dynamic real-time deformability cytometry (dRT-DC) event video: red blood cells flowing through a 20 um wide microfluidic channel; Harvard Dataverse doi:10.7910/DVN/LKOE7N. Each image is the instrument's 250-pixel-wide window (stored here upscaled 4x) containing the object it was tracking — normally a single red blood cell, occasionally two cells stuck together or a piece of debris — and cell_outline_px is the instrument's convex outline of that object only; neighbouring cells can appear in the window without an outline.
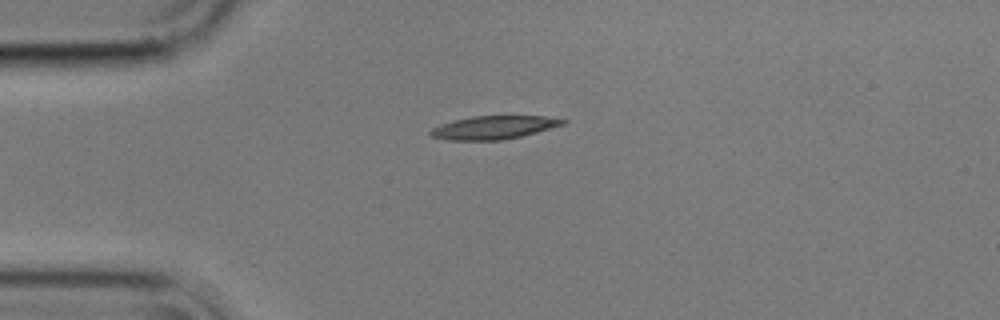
{"species": "common noctule bat (a hibernating species)", "species_latin": "Nyctalus noctula", "temperature_condition": "cold", "stored_images_in_passage": 4, "camera_frame_rate_fps": 3000, "um_per_image_px": 0.085, "animal": {"sex": "male", "body_mass_g": 17.9}, "frame": {"image": 1, "passage_image": 1, "time_ms": 0.0, "image_size_px": [1000, 320], "cell_outline_px": [[568, 120], [564, 124], [536, 132], [520, 136], [500, 140], [448, 140], [432, 136], [428, 132], [432, 128], [440, 124], [452, 120], [472, 116], [544, 116]], "centroid_in_image_um": [41.93, 10.83], "position_along_channel_um": 43.1, "area_um2": 17.8}}
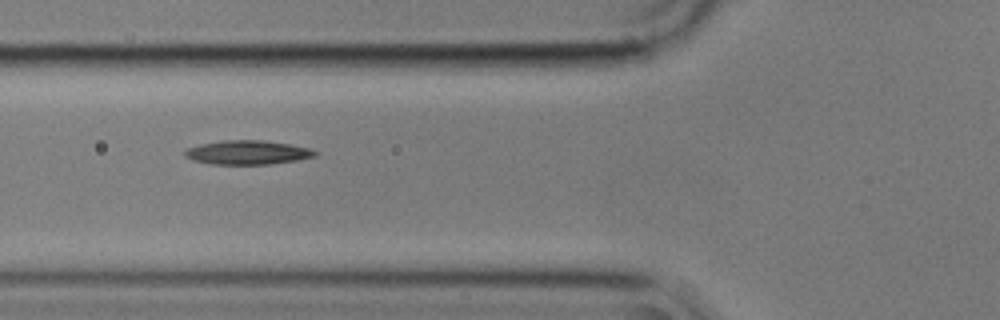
{"frame": {"image": 2, "passage_image": 3, "time_ms": 0.667, "image_size_px": [1000, 320], "cell_outline_px": [[320, 152], [316, 156], [296, 160], [272, 164], [212, 164], [192, 160], [184, 156], [184, 152], [188, 148], [200, 144], [224, 140], [264, 140], [288, 144], [308, 148]], "centroid_in_image_um": [21.04, 12.96], "position_along_channel_um": 104.8, "area_um2": 18.21}}
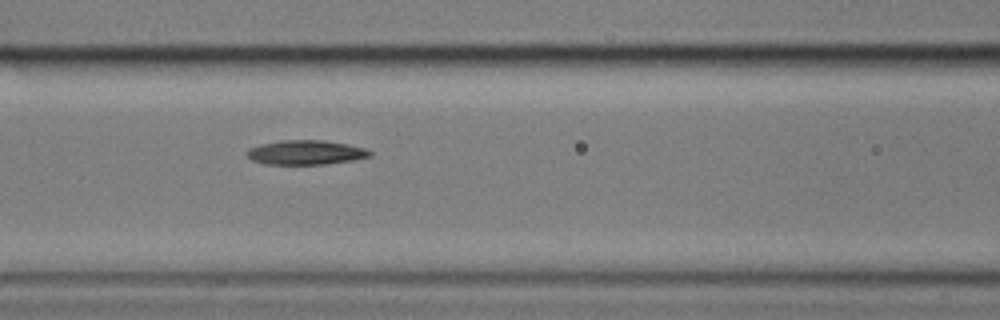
{"frame": {"image": 3, "passage_image": 4, "time_ms": 1.0, "image_size_px": [1000, 320], "cell_outline_px": [[372, 156], [356, 160], [324, 164], [264, 164], [252, 160], [248, 156], [248, 148], [260, 144], [280, 140], [324, 140], [348, 144], [364, 148], [372, 152]], "centroid_in_image_um": [26.02, 12.95], "position_along_channel_um": 140.6, "area_um2": 17.57}}